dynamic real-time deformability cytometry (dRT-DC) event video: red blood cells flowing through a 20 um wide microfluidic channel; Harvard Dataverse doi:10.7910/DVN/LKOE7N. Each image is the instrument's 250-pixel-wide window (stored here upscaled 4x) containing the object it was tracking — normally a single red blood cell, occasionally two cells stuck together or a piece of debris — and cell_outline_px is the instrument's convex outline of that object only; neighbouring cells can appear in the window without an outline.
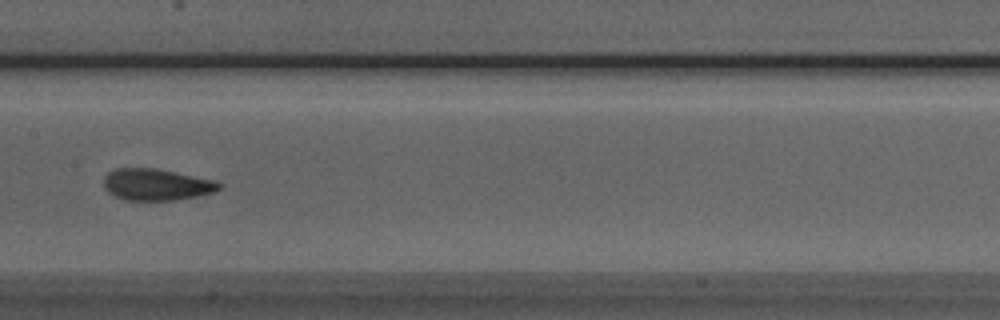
{"species": "Egyptian fruit bat (a non-hibernating species)", "species_latin": "Rousettus aegyptiacus", "temperature_condition": "room temperature", "stored_images_in_passage": 39, "camera_frame_rate_fps": 3000, "um_per_image_px": 0.085, "animal": {"sex": "male"}, "frame": {"image": 1, "passage_image": 12, "time_ms": 3.667, "image_size_px": [1000, 320], "cell_outline_px": [[224, 184], [216, 192], [176, 200], [124, 200], [108, 192], [104, 188], [104, 176], [108, 172], [116, 168], [156, 168], [216, 180]], "centroid_in_image_um": [13.32, 15.68], "position_along_channel_um": 194.1, "area_um2": 21.44}}
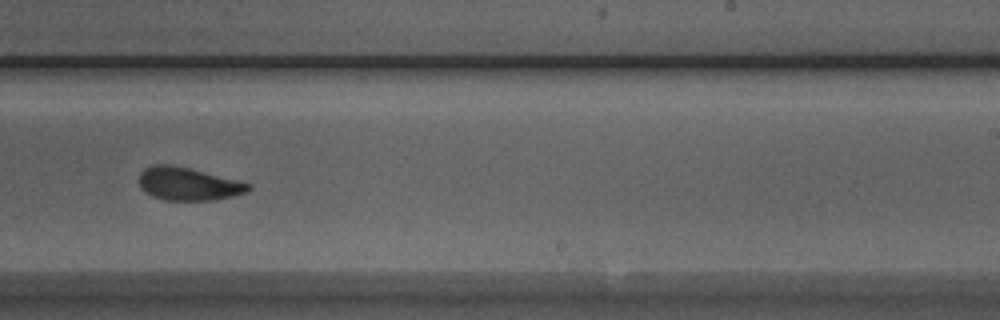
{"frame": {"image": 2, "passage_image": 18, "time_ms": 5.667, "image_size_px": [1000, 320], "cell_outline_px": [[252, 188], [248, 192], [232, 196], [212, 200], [164, 200], [152, 196], [144, 192], [140, 188], [140, 172], [144, 168], [156, 164], [168, 164], [188, 168], [240, 180], [252, 184]], "centroid_in_image_um": [16.02, 15.63], "position_along_channel_um": 273.0, "area_um2": 21.1}}
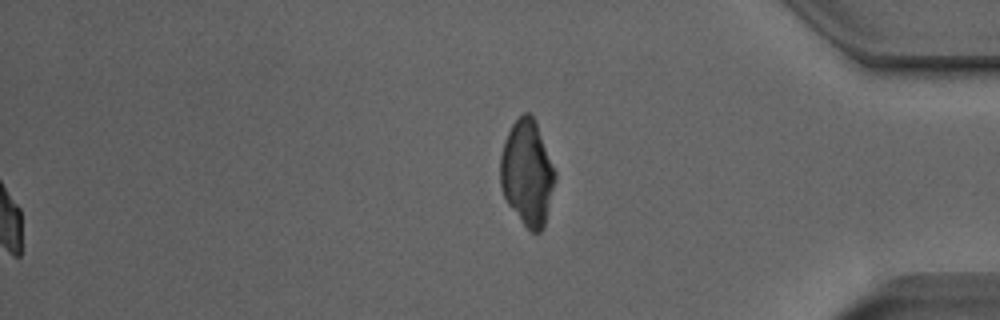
{"frame": {"image": 3, "passage_image": 39, "time_ms": 12.667, "image_size_px": [1000, 320], "cell_outline_px": [[556, 176], [544, 228], [540, 232], [532, 232], [524, 224], [508, 204], [504, 196], [500, 184], [500, 156], [504, 140], [512, 124], [524, 112], [528, 112], [536, 120], [556, 172]], "centroid_in_image_um": [44.81, 14.68], "position_along_channel_um": 390.4, "area_um2": 33.58}, "authors_computed_cell_mechanics": {"area_um2": 21.4438, "velocity_mm_per_s": 3.9603, "shape_relaxation_time_tau1_ms": 4.6593, "shape_relaxation_time_tau2_ms": 1.6146, "deformation_change_tau1": 0.1487, "deformation_change_tau2": 0.0593}}